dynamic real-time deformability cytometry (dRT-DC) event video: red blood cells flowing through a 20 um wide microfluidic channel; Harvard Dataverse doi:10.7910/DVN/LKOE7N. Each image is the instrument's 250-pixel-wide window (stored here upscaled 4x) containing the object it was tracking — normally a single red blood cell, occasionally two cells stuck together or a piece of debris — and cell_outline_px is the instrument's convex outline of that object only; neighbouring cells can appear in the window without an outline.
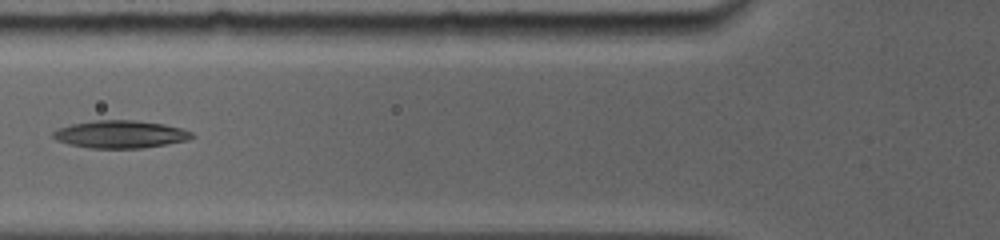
{"species": "common noctule bat (a hibernating species)", "species_latin": "Nyctalus noctula", "temperature_condition": "room temperature", "stored_images_in_passage": 30, "camera_frame_rate_fps": 5000, "um_per_image_px": 0.085, "animal": {"sex": "female", "body_mass_g": 19.0, "forearm_length_mm": 56.7}, "frame": {"image": 1, "passage_image": 11, "time_ms": 5.4, "image_size_px": [1000, 240], "cell_outline_px": [[196, 136], [188, 140], [140, 148], [88, 148], [68, 144], [56, 140], [52, 136], [52, 132], [56, 128], [72, 124], [92, 120], [136, 120], [164, 124], [184, 128], [192, 132]], "centroid_in_image_um": [10.22, 11.4], "position_along_channel_um": 115.6, "area_um2": 22.54}}
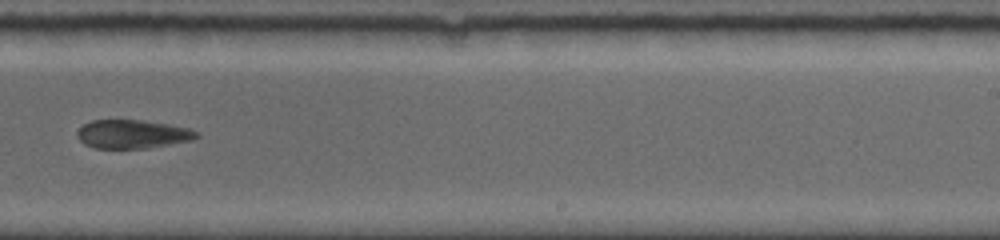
{"frame": {"image": 2, "passage_image": 19, "time_ms": 9.6, "image_size_px": [1000, 240], "cell_outline_px": [[200, 136], [192, 140], [148, 148], [96, 148], [84, 144], [76, 136], [76, 132], [84, 124], [92, 120], [140, 120], [168, 124], [192, 128], [200, 132]], "centroid_in_image_um": [11.3, 11.4], "position_along_channel_um": 277.7, "area_um2": 20.0}}
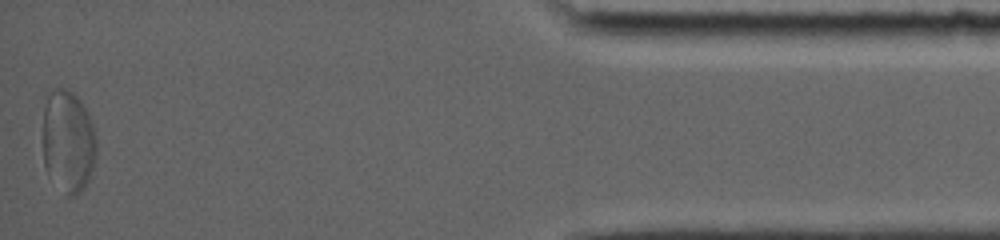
{"frame": {"image": 3, "passage_image": 30, "time_ms": 15.2, "image_size_px": [1000, 240], "cell_outline_px": [[96, 160], [88, 180], [80, 192], [72, 196], [68, 196], [48, 176], [44, 164], [44, 92], [52, 88], [64, 88], [72, 92], [80, 100], [88, 112], [96, 136]], "centroid_in_image_um": [5.78, 11.97], "position_along_channel_um": 429.4, "area_um2": 32.37}, "authors_computed_cell_mechanics": {"area_um2": 24.9696, "velocity_mm_per_s": 3.8776, "shape_relaxation_time_tau1_ms": null, "shape_relaxation_time_tau2_ms": 6.9926, "deformation_change_tau1": null, "deformation_change_tau2": 0.1251}}